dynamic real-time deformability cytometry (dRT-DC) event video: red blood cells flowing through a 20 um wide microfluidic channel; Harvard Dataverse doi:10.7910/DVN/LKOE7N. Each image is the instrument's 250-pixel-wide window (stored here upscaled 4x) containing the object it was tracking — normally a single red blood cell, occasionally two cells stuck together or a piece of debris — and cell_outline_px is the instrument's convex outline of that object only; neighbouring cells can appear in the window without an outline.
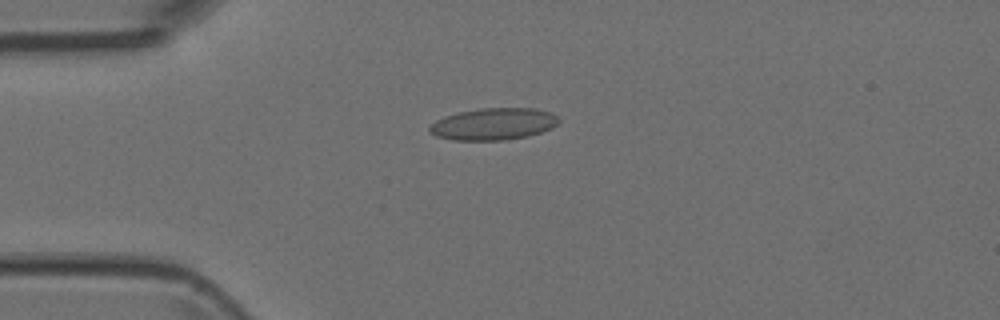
{"species": "Egyptian fruit bat (a non-hibernating species)", "species_latin": "Rousettus aegyptiacus", "temperature_condition": "room temperature", "stored_images_in_passage": 51, "camera_frame_rate_fps": 3000, "um_per_image_px": 0.085, "animal": {"sex": "female"}, "frame": {"image": 1, "passage_image": 13, "time_ms": 4.0, "image_size_px": [1000, 320], "cell_outline_px": [[560, 120], [552, 128], [528, 136], [504, 140], [452, 140], [436, 136], [428, 132], [428, 128], [436, 120], [444, 116], [460, 112], [480, 108], [536, 108], [552, 112]], "centroid_in_image_um": [41.94, 10.54], "position_along_channel_um": 43.1, "area_um2": 24.1}}
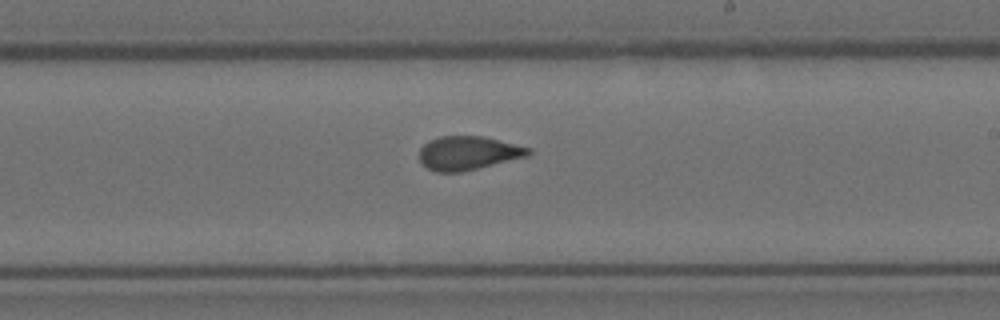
{"frame": {"image": 2, "passage_image": 30, "time_ms": 9.667, "image_size_px": [1000, 320], "cell_outline_px": [[532, 152], [528, 156], [460, 172], [436, 172], [420, 164], [420, 148], [428, 140], [440, 136], [484, 136], [532, 148]], "centroid_in_image_um": [39.78, 13.0], "position_along_channel_um": 249.2, "area_um2": 21.5}}
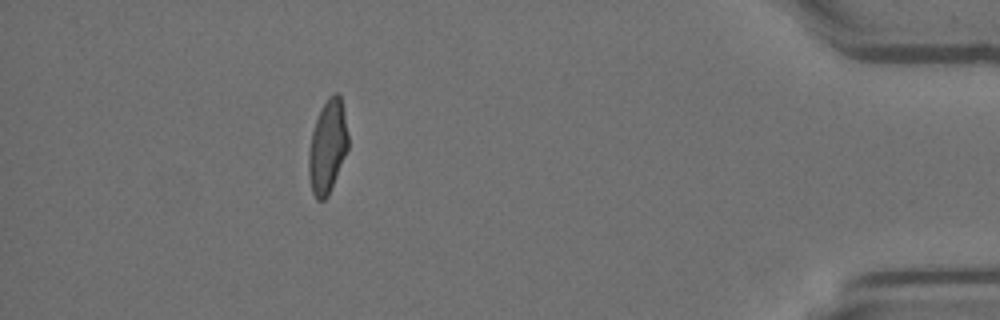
{"frame": {"image": 3, "passage_image": 46, "time_ms": 15.0, "image_size_px": [1000, 320], "cell_outline_px": [[348, 148], [328, 196], [324, 200], [316, 200], [312, 192], [308, 176], [308, 152], [312, 132], [316, 120], [328, 96], [332, 92], [336, 92], [340, 96], [344, 112], [348, 136]], "centroid_in_image_um": [27.82, 12.48], "position_along_channel_um": 407.4, "area_um2": 21.33}}